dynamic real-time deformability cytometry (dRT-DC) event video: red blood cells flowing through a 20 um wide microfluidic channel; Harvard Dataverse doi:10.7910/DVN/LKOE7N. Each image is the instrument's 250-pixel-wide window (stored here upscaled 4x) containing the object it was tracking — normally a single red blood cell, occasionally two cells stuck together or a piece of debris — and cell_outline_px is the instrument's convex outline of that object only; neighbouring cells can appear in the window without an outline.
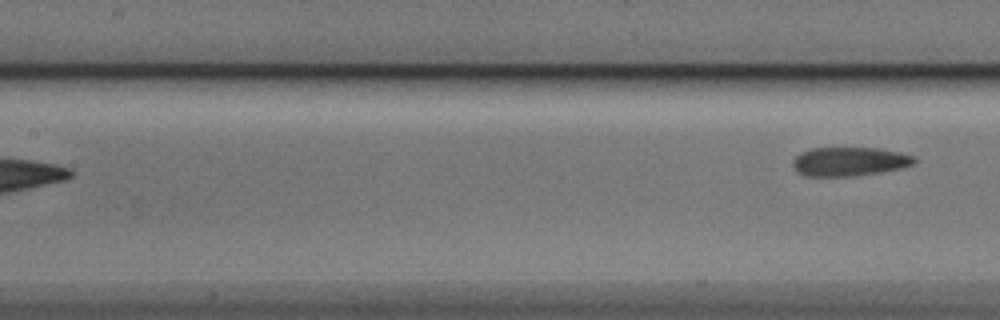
{"species": "Egyptian fruit bat (a non-hibernating species)", "species_latin": "Rousettus aegyptiacus", "temperature_condition": "cold", "stored_images_in_passage": 5, "camera_frame_rate_fps": 3000, "um_per_image_px": 0.085, "animal": {"sex": "male"}, "frame": {"image": 1, "passage_image": 5, "time_ms": 5.0, "image_size_px": [1000, 320], "cell_outline_px": [[916, 160], [912, 164], [900, 168], [876, 172], [848, 176], [804, 176], [796, 172], [792, 164], [792, 160], [800, 152], [812, 148], [876, 148], [900, 152], [912, 156]], "centroid_in_image_um": [72.11, 13.72], "position_along_channel_um": 135.3, "area_um2": 20.23}}